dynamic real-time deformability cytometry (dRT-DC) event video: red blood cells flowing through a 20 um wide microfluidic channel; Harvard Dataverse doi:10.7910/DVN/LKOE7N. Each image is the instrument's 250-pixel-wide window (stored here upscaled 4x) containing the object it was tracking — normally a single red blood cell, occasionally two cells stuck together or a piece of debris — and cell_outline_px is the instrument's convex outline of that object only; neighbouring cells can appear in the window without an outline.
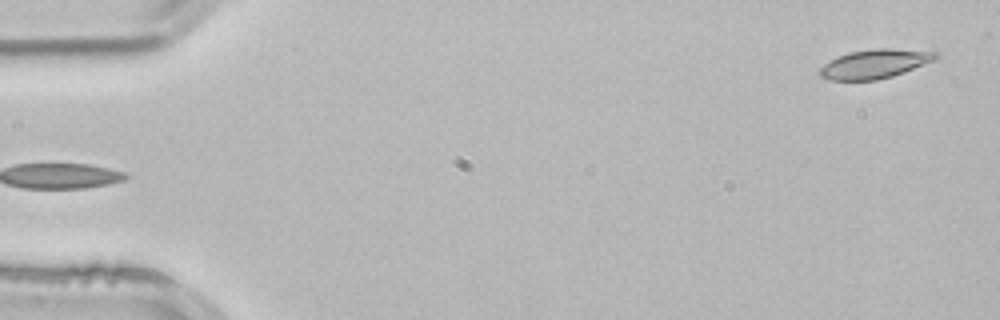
{"species": "common noctule bat (a hibernating species)", "species_latin": "Nyctalus noctula", "temperature_condition": "room temperature", "stored_images_in_passage": 5, "segment_of_instrument_passage": [2, 2], "camera_frame_rate_fps": 3000, "um_per_image_px": 0.085, "animal": {"sex": "male", "body_mass_g": 21.5, "forearm_length_mm": 52.0}, "frame": {"image": 1, "passage_image": 5, "time_ms": 1.333, "image_size_px": [1000, 320], "cell_outline_px": [[940, 56], [936, 60], [904, 72], [892, 76], [876, 80], [828, 80], [820, 76], [816, 72], [824, 64], [836, 56], [848, 52], [872, 48], [892, 48], [940, 52]], "centroid_in_image_um": [74.36, 5.41], "position_along_channel_um": 10.6, "area_um2": 20.0}}